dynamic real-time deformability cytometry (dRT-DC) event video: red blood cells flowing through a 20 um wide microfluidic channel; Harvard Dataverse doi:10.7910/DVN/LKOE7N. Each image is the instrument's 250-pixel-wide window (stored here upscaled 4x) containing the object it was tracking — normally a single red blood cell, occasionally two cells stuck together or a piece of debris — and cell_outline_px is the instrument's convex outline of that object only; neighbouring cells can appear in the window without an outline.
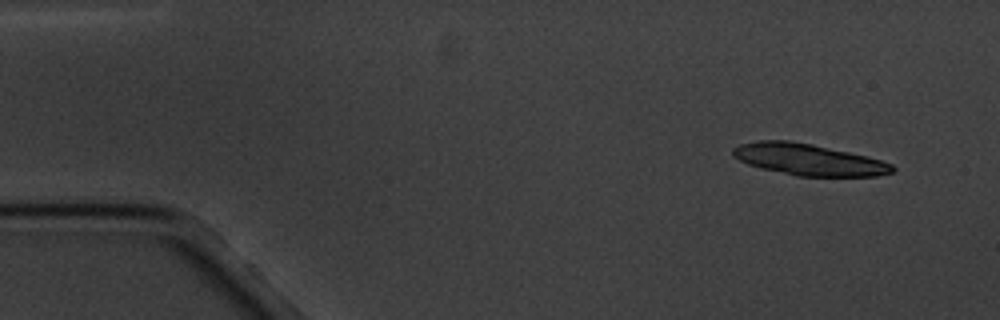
{"species": "common noctule bat (a hibernating species)", "species_latin": "Nyctalus noctula", "temperature_condition": "cold", "stored_images_in_passage": 9, "camera_frame_rate_fps": 3000, "um_per_image_px": 0.085, "animal": {"sex": "male", "body_mass_g": 20.1, "forearm_length_mm": 53.5}, "frame": {"image": 1, "passage_image": 1, "time_ms": 0.0, "image_size_px": [1000, 320], "cell_outline_px": [[896, 168], [892, 172], [876, 176], [796, 176], [760, 168], [748, 164], [732, 156], [732, 148], [740, 144], [760, 140], [788, 140], [812, 144], [848, 152], [880, 160], [892, 164]], "centroid_in_image_um": [68.68, 13.56], "position_along_channel_um": 16.3, "area_um2": 29.07}}
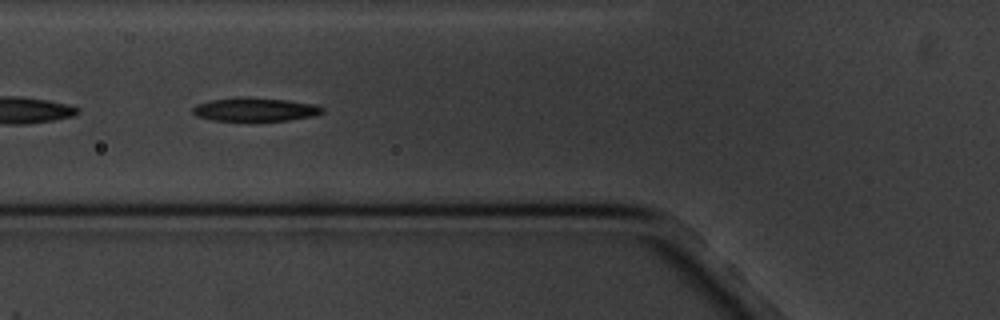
{"frame": {"image": 2, "passage_image": 6, "time_ms": 5.667, "image_size_px": [1000, 320], "cell_outline_px": [[324, 112], [312, 116], [288, 120], [212, 120], [196, 116], [192, 112], [192, 108], [196, 104], [212, 100], [288, 100], [312, 104], [324, 108]], "centroid_in_image_um": [21.69, 9.35], "position_along_channel_um": 104.1, "area_um2": 16.53}}
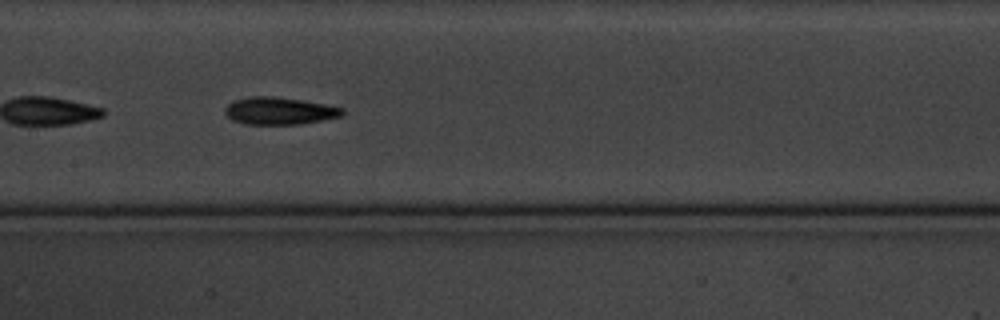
{"frame": {"image": 3, "passage_image": 8, "time_ms": 8.0, "image_size_px": [1000, 320], "cell_outline_px": [[344, 112], [340, 116], [300, 124], [244, 124], [232, 120], [224, 112], [224, 108], [232, 100], [252, 96], [272, 96], [300, 100], [324, 104], [344, 108]], "centroid_in_image_um": [23.69, 9.42], "position_along_channel_um": 183.7, "area_um2": 18.55}}